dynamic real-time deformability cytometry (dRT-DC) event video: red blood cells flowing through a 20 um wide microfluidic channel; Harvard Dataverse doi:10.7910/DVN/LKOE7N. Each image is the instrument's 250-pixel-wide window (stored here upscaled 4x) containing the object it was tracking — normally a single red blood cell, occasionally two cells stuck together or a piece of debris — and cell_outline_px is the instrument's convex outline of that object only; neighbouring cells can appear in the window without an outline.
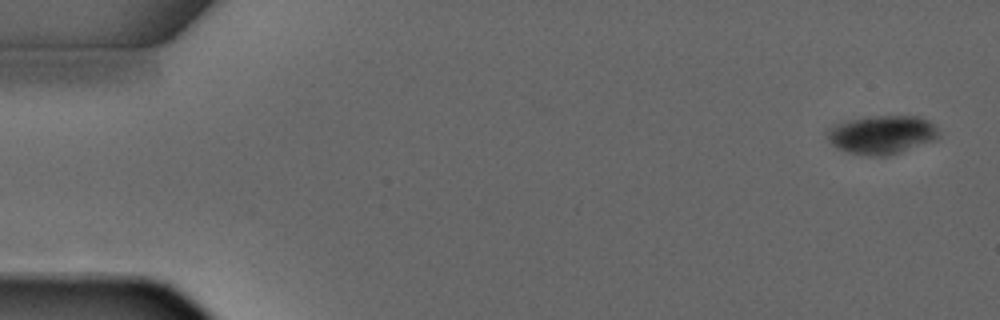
{"species": "common noctule bat (a hibernating species)", "species_latin": "Nyctalus noctula", "temperature_condition": "warm", "stored_images_in_passage": 4, "camera_frame_rate_fps": 3000, "um_per_image_px": 0.085, "animal": {"sex": "male", "forearm_length_mm": 52.5}, "frame": {"image": 1, "passage_image": 1, "time_ms": 0.0, "image_size_px": [1000, 320], "cell_outline_px": [[940, 136], [936, 140], [888, 156], [868, 156], [848, 152], [836, 148], [824, 136], [824, 132], [832, 124], [844, 120], [864, 116], [920, 116], [928, 120], [940, 128]], "centroid_in_image_um": [74.93, 11.43], "position_along_channel_um": 10.1, "area_um2": 25.89}}
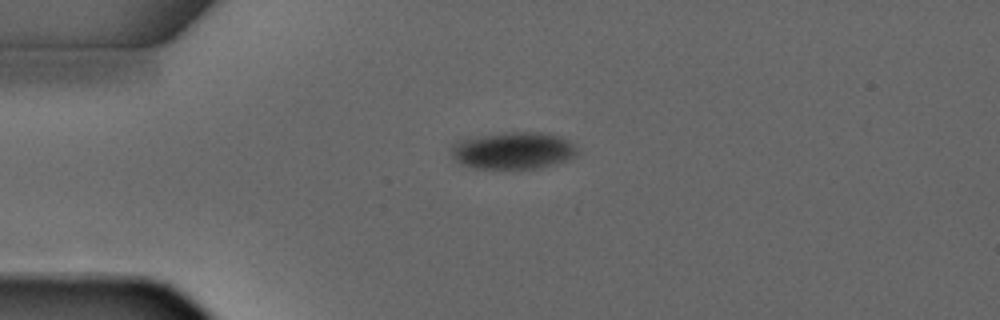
{"frame": {"image": 2, "passage_image": 3, "time_ms": 3.0, "image_size_px": [1000, 320], "cell_outline_px": [[576, 152], [572, 156], [564, 160], [540, 168], [476, 168], [460, 164], [452, 156], [452, 144], [456, 140], [476, 136], [504, 132], [540, 132], [560, 136], [568, 140], [576, 148]], "centroid_in_image_um": [43.55, 12.78], "position_along_channel_um": 41.4, "area_um2": 26.99}}
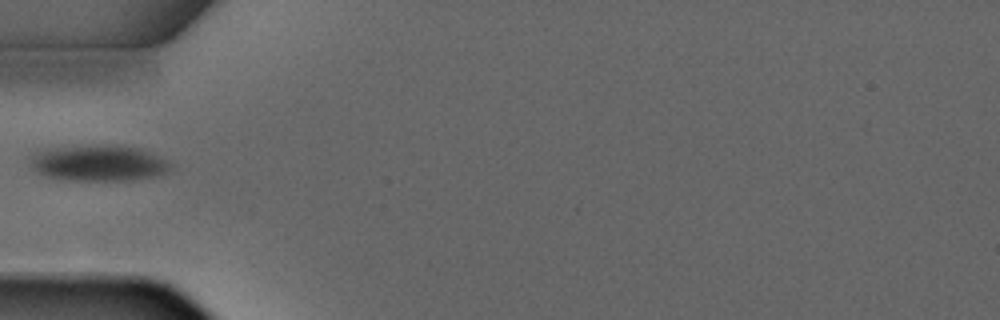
{"frame": {"image": 3, "passage_image": 4, "time_ms": 4.333, "image_size_px": [1000, 320], "cell_outline_px": [[168, 172], [152, 176], [128, 180], [80, 180], [48, 176], [32, 168], [28, 160], [28, 156], [32, 152], [40, 148], [72, 144], [124, 144], [144, 148], [164, 160], [168, 164]], "centroid_in_image_um": [8.27, 13.78], "position_along_channel_um": 76.7, "area_um2": 30.17}}